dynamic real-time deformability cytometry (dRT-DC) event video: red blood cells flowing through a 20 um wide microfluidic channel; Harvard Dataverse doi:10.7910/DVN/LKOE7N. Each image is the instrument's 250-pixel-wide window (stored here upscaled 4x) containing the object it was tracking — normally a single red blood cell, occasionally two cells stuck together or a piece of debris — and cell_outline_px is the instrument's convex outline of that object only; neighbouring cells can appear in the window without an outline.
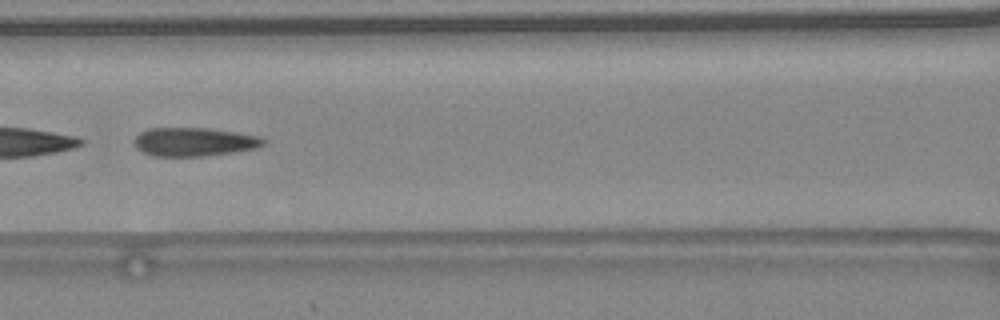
{"species": "common noctule bat (a hibernating species)", "species_latin": "Nyctalus noctula", "temperature_condition": "warm", "stored_images_in_passage": 41, "camera_frame_rate_fps": 3000, "um_per_image_px": 0.085, "animal": {"sex": "female", "body_mass_g": 24.6, "forearm_length_mm": 56.2}, "frame": {"image": 1, "passage_image": 18, "time_ms": 5.667, "image_size_px": [1000, 320], "cell_outline_px": [[268, 140], [264, 144], [256, 148], [232, 152], [204, 156], [152, 156], [136, 148], [132, 140], [140, 132], [148, 128], [208, 128], [256, 136]], "centroid_in_image_um": [16.44, 12.06], "position_along_channel_um": 150.2, "area_um2": 21.44}, "authors_computed_cell_mechanics": {"area_um2": 23.2934, "velocity_mm_per_s": 4.5423, "shape_relaxation_time_tau1_ms": 9.7741, "shape_relaxation_time_tau2_ms": 1.5316, "deformation_change_tau1": 0.2683, "deformation_change_tau2": 0.0765}}